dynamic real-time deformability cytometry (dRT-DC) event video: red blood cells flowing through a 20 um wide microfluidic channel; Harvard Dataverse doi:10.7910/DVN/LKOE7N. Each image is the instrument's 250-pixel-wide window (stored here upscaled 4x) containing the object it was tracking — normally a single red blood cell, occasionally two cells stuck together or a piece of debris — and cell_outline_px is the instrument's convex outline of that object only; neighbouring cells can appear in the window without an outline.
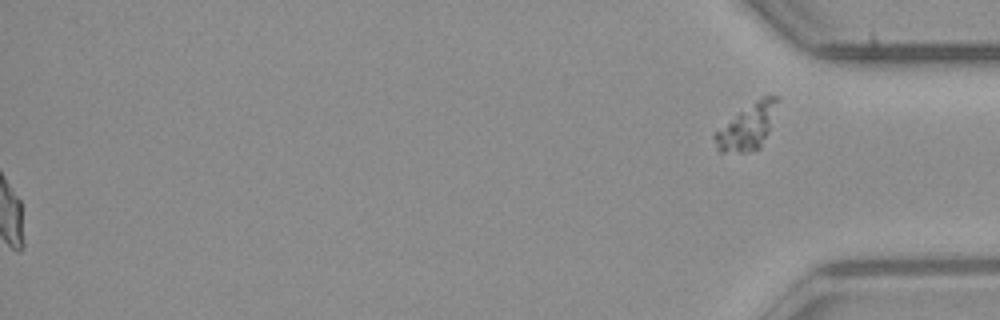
{"species": "common noctule bat (a hibernating species)", "species_latin": "Nyctalus noctula", "temperature_condition": "room temperature", "stored_images_in_passage": 53, "segment_of_instrument_passage": [2, 2], "camera_frame_rate_fps": 3000, "um_per_image_px": 0.085, "animal": {"sex": "male", "body_mass_g": 23.1, "forearm_length_mm": 52.7}, "frame": {"image": 1, "passage_image": 53, "time_ms": 17.333, "image_size_px": [1000, 320], "cell_outline_px": [[780, 100], [760, 148], [744, 152], [720, 152], [716, 148], [712, 136], [716, 132], [740, 112], [756, 100], [764, 96], [780, 96]], "centroid_in_image_um": [63.53, 10.79], "position_along_channel_um": 371.7, "area_um2": 16.01}}